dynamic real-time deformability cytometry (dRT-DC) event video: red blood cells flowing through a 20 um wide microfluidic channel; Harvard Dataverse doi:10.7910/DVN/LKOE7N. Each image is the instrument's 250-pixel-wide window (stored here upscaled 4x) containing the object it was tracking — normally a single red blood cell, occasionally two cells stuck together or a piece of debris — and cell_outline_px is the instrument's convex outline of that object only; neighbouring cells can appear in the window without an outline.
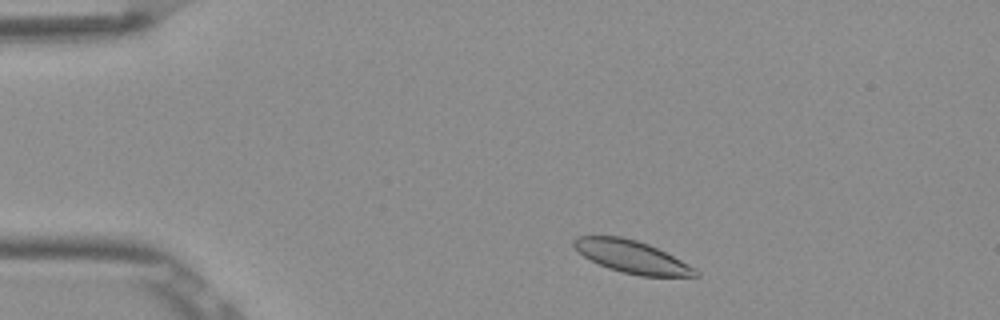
{"species": "Egyptian fruit bat (a non-hibernating species)", "species_latin": "Rousettus aegyptiacus", "temperature_condition": "room temperature", "stored_images_in_passage": 47, "camera_frame_rate_fps": 3000, "um_per_image_px": 0.085, "frame": {"image": 1, "passage_image": 4, "time_ms": 1.0, "image_size_px": [1000, 320], "cell_outline_px": [[700, 276], [640, 276], [608, 268], [584, 256], [572, 244], [572, 240], [576, 236], [620, 236], [636, 240], [648, 244], [696, 268], [700, 272]], "centroid_in_image_um": [53.71, 21.82], "position_along_channel_um": 31.3, "area_um2": 22.66}}
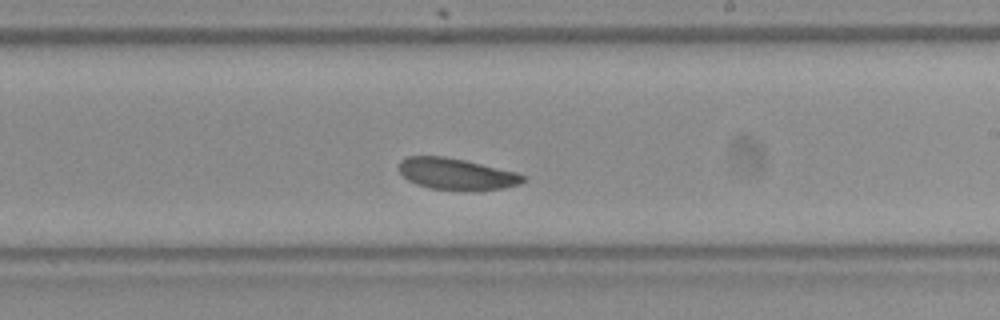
{"frame": {"image": 2, "passage_image": 26, "time_ms": 8.333, "image_size_px": [1000, 320], "cell_outline_px": [[524, 180], [520, 184], [504, 188], [428, 188], [416, 184], [408, 180], [400, 172], [400, 160], [408, 156], [444, 156], [464, 160], [516, 172], [524, 176]], "centroid_in_image_um": [38.75, 14.75], "position_along_channel_um": 250.3, "area_um2": 21.85}}
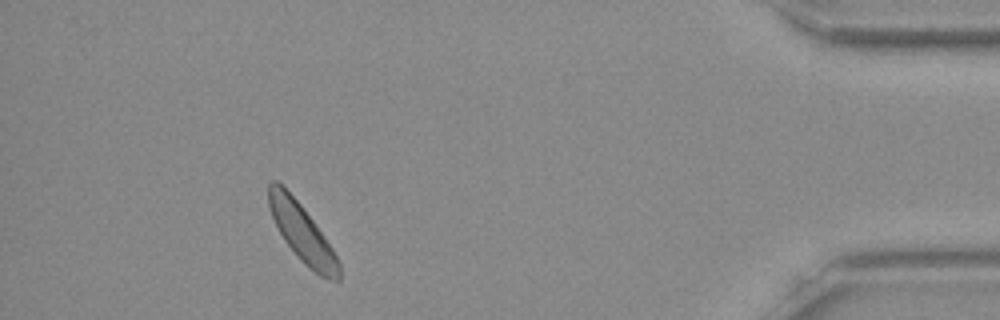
{"frame": {"image": 3, "passage_image": 43, "time_ms": 14.0, "image_size_px": [1000, 320], "cell_outline_px": [[340, 280], [328, 280], [320, 276], [304, 264], [300, 260], [284, 240], [272, 216], [268, 204], [268, 184], [272, 180], [276, 180], [300, 204], [312, 220], [332, 248], [340, 264]], "centroid_in_image_um": [25.68, 19.83], "position_along_channel_um": 409.5, "area_um2": 23.12}, "authors_computed_cell_mechanics": {"area_um2": 23.2934, "velocity_mm_per_s": 3.7732, "shape_relaxation_time_tau1_ms": 3.6401, "shape_relaxation_time_tau2_ms": null, "deformation_change_tau1": 0.0806, "deformation_change_tau2": null}}